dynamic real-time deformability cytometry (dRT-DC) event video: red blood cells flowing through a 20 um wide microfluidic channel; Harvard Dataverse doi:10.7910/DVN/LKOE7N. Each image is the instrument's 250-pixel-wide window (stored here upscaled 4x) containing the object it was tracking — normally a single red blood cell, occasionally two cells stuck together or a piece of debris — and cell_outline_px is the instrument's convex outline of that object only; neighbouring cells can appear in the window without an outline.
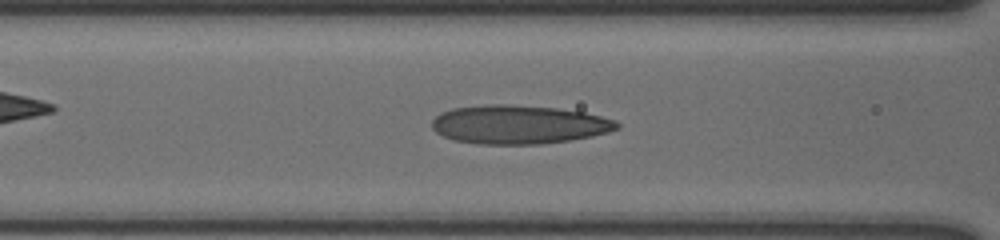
{"species": "human", "species_latin": "Homo sapiens", "temperature_condition": "cold", "stored_images_in_passage": 56, "camera_frame_rate_fps": 3000, "um_per_image_px": 0.085, "donor": {"sex": "male"}, "frame": {"image": 1, "passage_image": 30, "time_ms": 9.667, "image_size_px": [1000, 240], "cell_outline_px": [[620, 128], [608, 132], [592, 136], [568, 140], [540, 144], [476, 144], [456, 140], [444, 136], [436, 132], [432, 128], [432, 120], [440, 112], [452, 108], [484, 104], [504, 104], [556, 108], [584, 112], [616, 120], [620, 124]], "centroid_in_image_um": [44.08, 10.58], "position_along_channel_um": 122.5, "area_um2": 41.79}}
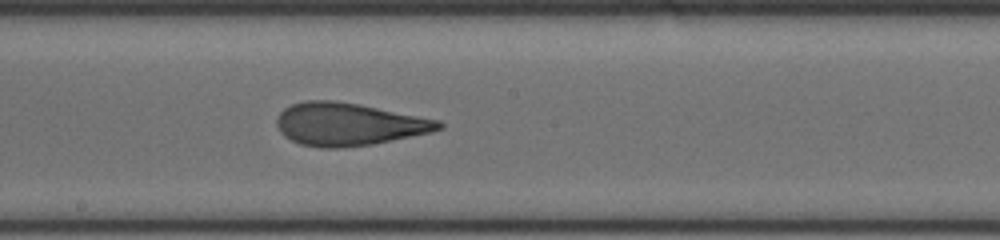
{"frame": {"image": 2, "passage_image": 38, "time_ms": 12.333, "image_size_px": [1000, 240], "cell_outline_px": [[444, 128], [432, 132], [372, 144], [340, 148], [320, 148], [300, 144], [284, 136], [280, 132], [276, 124], [276, 120], [280, 112], [284, 108], [292, 104], [304, 100], [332, 100], [356, 104], [440, 120], [444, 124]], "centroid_in_image_um": [29.61, 10.56], "position_along_channel_um": 218.6, "area_um2": 40.17}}
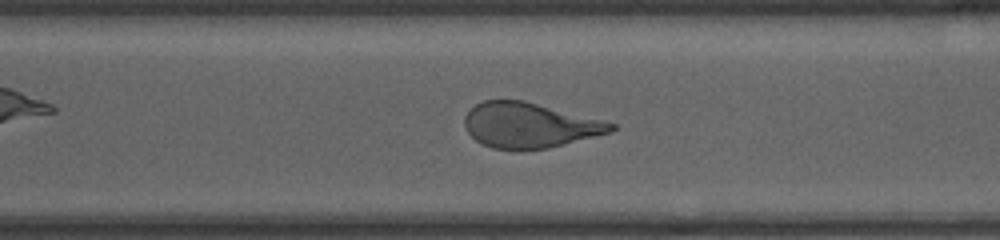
{"frame": {"image": 3, "passage_image": 47, "time_ms": 15.333, "image_size_px": [1000, 240], "cell_outline_px": [[616, 128], [612, 132], [548, 148], [492, 148], [476, 140], [468, 132], [464, 124], [464, 116], [476, 104], [484, 100], [524, 100], [616, 124]], "centroid_in_image_um": [45.0, 10.63], "position_along_channel_um": 325.6, "area_um2": 37.8}}